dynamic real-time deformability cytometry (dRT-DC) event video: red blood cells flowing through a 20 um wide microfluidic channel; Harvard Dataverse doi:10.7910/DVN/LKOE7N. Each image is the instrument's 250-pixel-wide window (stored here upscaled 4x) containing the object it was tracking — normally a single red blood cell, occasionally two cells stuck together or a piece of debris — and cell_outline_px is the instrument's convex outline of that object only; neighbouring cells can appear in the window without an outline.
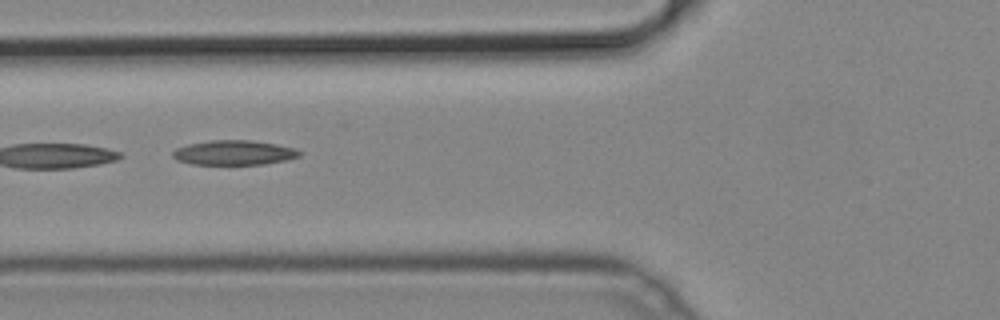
{"species": "common noctule bat (a hibernating species)", "species_latin": "Nyctalus noctula", "temperature_condition": "cold", "stored_images_in_passage": 16, "segment_of_instrument_passage": [2, 2], "camera_frame_rate_fps": 3000, "um_per_image_px": 0.085, "animal": {"sex": "male", "body_mass_g": 19.2, "forearm_length_mm": 51.8}, "frame": {"image": 1, "passage_image": 14, "time_ms": 4.333, "image_size_px": [1000, 320], "cell_outline_px": [[300, 156], [288, 160], [264, 164], [192, 164], [176, 160], [172, 156], [172, 152], [176, 148], [188, 144], [212, 140], [252, 140], [276, 144], [296, 148], [300, 152]], "centroid_in_image_um": [19.9, 12.97], "position_along_channel_um": 105.9, "area_um2": 18.26}}